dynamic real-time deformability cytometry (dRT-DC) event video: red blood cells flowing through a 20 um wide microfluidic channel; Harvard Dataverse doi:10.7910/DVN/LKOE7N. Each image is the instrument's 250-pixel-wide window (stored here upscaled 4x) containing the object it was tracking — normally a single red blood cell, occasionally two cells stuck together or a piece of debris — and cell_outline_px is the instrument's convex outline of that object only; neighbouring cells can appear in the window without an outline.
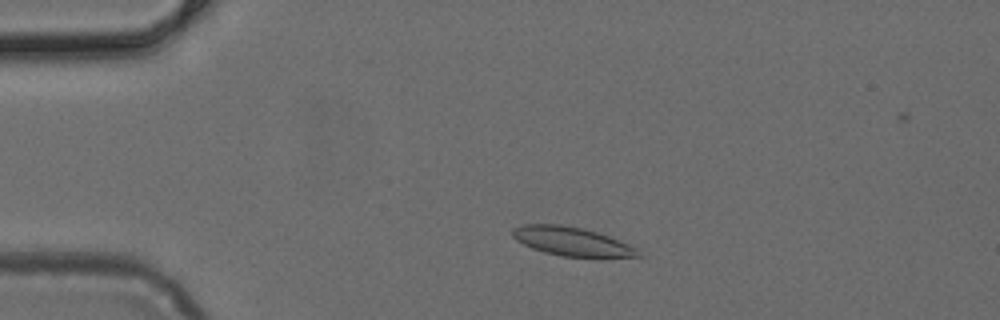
{"species": "common noctule bat (a hibernating species)", "species_latin": "Nyctalus noctula", "temperature_condition": "cold", "stored_images_in_passage": 4, "camera_frame_rate_fps": 3000, "um_per_image_px": 0.085, "animal": {"sex": "female", "body_mass_g": 24.6, "forearm_length_mm": 56.2}, "frame": {"image": 1, "passage_image": 3, "time_ms": 0.667, "image_size_px": [1000, 320], "cell_outline_px": [[644, 256], [604, 260], [600, 260], [564, 256], [544, 252], [532, 248], [516, 240], [512, 236], [512, 228], [520, 224], [560, 224], [584, 228], [608, 236], [640, 248]], "centroid_in_image_um": [48.74, 20.57], "position_along_channel_um": 36.3, "area_um2": 22.2}}